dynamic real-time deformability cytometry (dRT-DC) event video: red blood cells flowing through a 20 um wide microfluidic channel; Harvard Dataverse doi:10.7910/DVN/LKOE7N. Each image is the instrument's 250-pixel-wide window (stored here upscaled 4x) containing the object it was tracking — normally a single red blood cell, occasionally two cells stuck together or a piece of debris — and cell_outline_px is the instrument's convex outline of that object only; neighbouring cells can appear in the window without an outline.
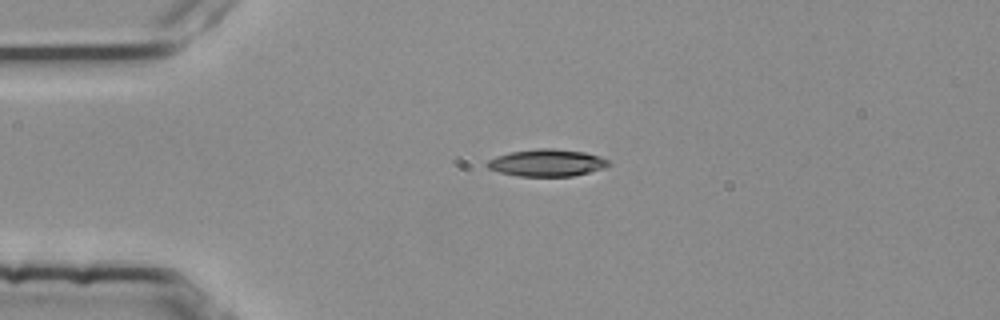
{"species": "common noctule bat (a hibernating species)", "species_latin": "Nyctalus noctula", "temperature_condition": "room temperature", "stored_images_in_passage": 3, "camera_frame_rate_fps": 3000, "um_per_image_px": 0.085, "animal": {"sex": "female", "body_mass_g": 25.1}, "frame": {"image": 1, "passage_image": 2, "time_ms": 0.333, "image_size_px": [1000, 320], "cell_outline_px": [[612, 164], [604, 168], [572, 176], [516, 176], [500, 172], [488, 168], [484, 164], [488, 160], [496, 156], [512, 152], [540, 148], [552, 148], [584, 152], [600, 156], [612, 160]], "centroid_in_image_um": [46.52, 13.84], "position_along_channel_um": 38.5, "area_um2": 19.25}}